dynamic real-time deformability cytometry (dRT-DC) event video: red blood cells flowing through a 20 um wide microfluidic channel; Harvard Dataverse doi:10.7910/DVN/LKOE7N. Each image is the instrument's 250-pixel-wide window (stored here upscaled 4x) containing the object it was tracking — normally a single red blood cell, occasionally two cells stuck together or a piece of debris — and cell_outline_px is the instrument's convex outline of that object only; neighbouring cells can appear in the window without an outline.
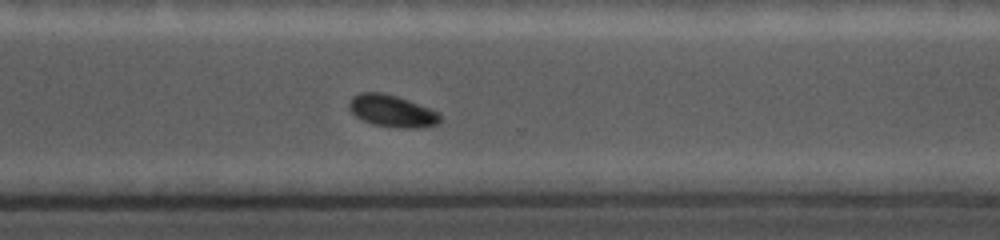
{"species": "common noctule bat (a hibernating species)", "species_latin": "Nyctalus noctula", "temperature_condition": "cold", "stored_images_in_passage": 40, "camera_frame_rate_fps": 5000, "um_per_image_px": 0.085, "animal": {"sex": "female", "body_mass_g": 19.0, "forearm_length_mm": 56.7}, "frame": {"image": 1, "passage_image": 34, "time_ms": 12.2, "image_size_px": [1000, 240], "cell_outline_px": [[440, 120], [436, 124], [424, 128], [396, 128], [372, 124], [356, 116], [348, 108], [348, 104], [352, 96], [360, 92], [384, 92], [408, 100], [440, 112]], "centroid_in_image_um": [33.32, 9.43], "position_along_channel_um": 337.3, "area_um2": 17.11}}
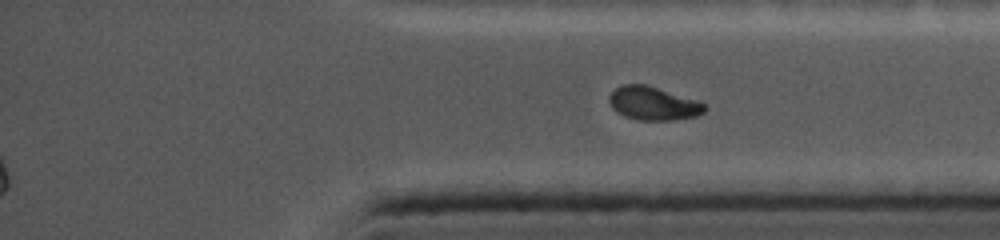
{"frame": {"image": 2, "passage_image": 40, "time_ms": 15.8, "image_size_px": [1000, 240], "cell_outline_px": [[708, 108], [704, 112], [696, 116], [672, 120], [640, 120], [624, 116], [612, 108], [608, 100], [608, 96], [616, 88], [624, 84], [644, 84], [696, 100], [704, 104]], "centroid_in_image_um": [55.5, 8.8], "position_along_channel_um": 379.7, "area_um2": 18.38}}